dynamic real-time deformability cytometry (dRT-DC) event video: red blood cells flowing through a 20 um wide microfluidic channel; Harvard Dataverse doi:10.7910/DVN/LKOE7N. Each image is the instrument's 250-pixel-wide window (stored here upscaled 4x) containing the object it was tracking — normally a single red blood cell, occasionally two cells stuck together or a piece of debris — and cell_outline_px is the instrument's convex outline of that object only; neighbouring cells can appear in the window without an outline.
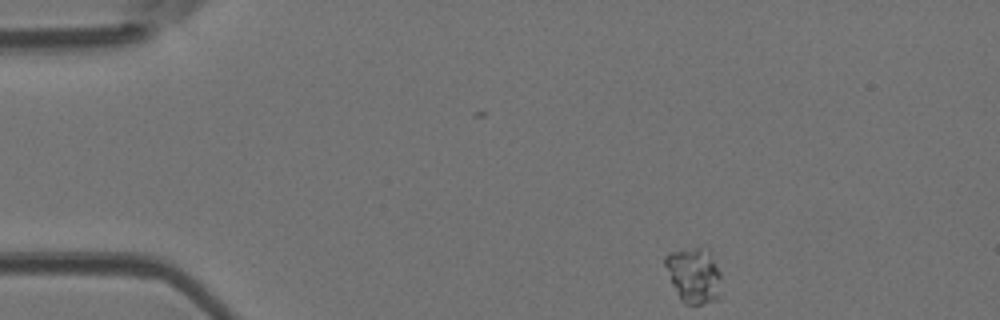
{"species": "Egyptian fruit bat (a non-hibernating species)", "species_latin": "Rousettus aegyptiacus", "temperature_condition": "room temperature", "stored_images_in_passage": 3, "camera_frame_rate_fps": 3000, "um_per_image_px": 0.085, "animal": {"sex": "female"}, "frame": {"image": 1, "passage_image": 1, "time_ms": 0.0, "image_size_px": [1000, 320], "cell_outline_px": [[724, 296], [720, 300], [700, 304], [684, 304], [680, 300], [672, 284], [664, 264], [664, 256], [676, 252], [704, 244], [720, 272]], "centroid_in_image_um": [59.04, 23.44], "position_along_channel_um": 26.0, "area_um2": 18.61}}